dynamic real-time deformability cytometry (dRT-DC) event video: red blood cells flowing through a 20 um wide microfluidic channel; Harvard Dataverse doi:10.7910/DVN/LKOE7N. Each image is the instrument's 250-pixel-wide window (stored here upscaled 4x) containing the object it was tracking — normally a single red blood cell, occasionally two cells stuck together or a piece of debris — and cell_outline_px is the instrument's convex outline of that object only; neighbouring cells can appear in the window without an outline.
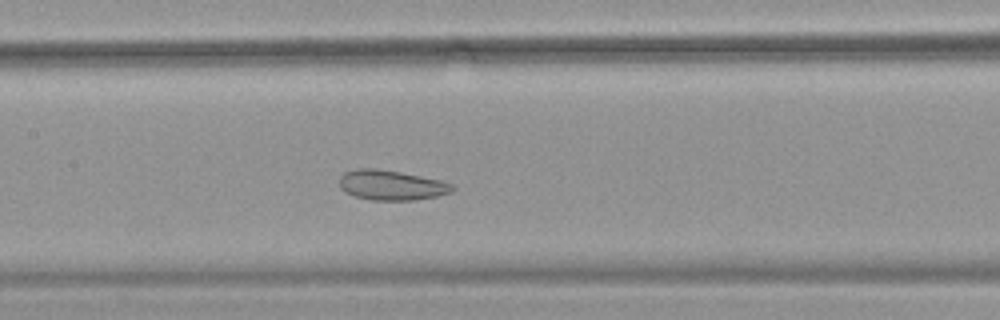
{"species": "common noctule bat (a hibernating species)", "species_latin": "Nyctalus noctula", "temperature_condition": "warm", "stored_images_in_passage": 42, "camera_frame_rate_fps": 3000, "um_per_image_px": 0.085, "animal": {"sex": "female", "body_mass_g": 18.4}, "frame": {"image": 1, "passage_image": 14, "time_ms": 4.333, "image_size_px": [1000, 320], "cell_outline_px": [[456, 188], [452, 192], [436, 196], [412, 200], [372, 200], [356, 196], [344, 192], [340, 188], [340, 176], [344, 172], [356, 168], [376, 168], [400, 172], [440, 180], [452, 184]], "centroid_in_image_um": [33.25, 15.73], "position_along_channel_um": 174.2, "area_um2": 19.71}}
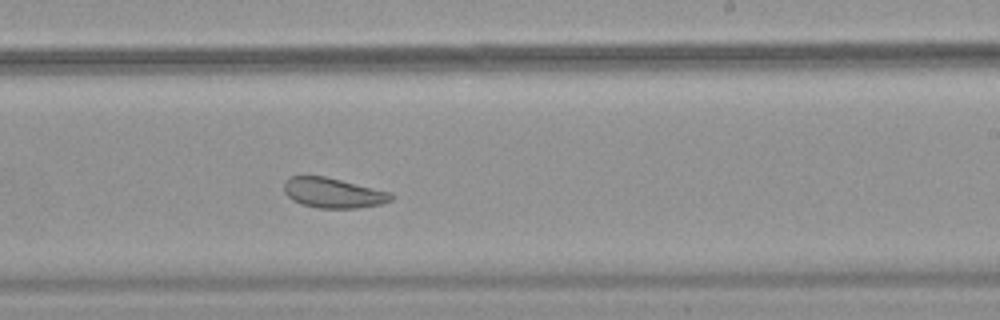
{"frame": {"image": 2, "passage_image": 21, "time_ms": 6.667, "image_size_px": [1000, 320], "cell_outline_px": [[396, 196], [392, 200], [380, 204], [356, 208], [316, 208], [300, 204], [292, 200], [284, 192], [284, 180], [288, 176], [324, 176], [392, 192]], "centroid_in_image_um": [28.31, 16.4], "position_along_channel_um": 260.7, "area_um2": 18.96}}
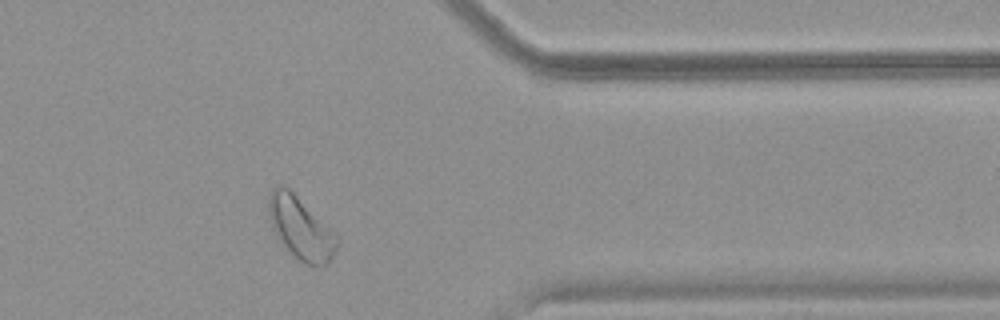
{"frame": {"image": 3, "passage_image": 32, "time_ms": 10.333, "image_size_px": [1000, 320], "cell_outline_px": [[336, 248], [332, 256], [324, 264], [304, 264], [284, 248], [276, 236], [272, 228], [268, 216], [268, 196], [272, 188], [276, 184], [280, 184], [288, 188], [336, 236]], "centroid_in_image_um": [25.44, 19.37], "position_along_channel_um": 386.0, "area_um2": 24.04}, "authors_computed_cell_mechanics": {"area_um2": 22.4842, "velocity_mm_per_s": 3.7319, "shape_relaxation_time_tau1_ms": null, "shape_relaxation_time_tau2_ms": 2.8752, "deformation_change_tau1": null, "deformation_change_tau2": 0.1031}}